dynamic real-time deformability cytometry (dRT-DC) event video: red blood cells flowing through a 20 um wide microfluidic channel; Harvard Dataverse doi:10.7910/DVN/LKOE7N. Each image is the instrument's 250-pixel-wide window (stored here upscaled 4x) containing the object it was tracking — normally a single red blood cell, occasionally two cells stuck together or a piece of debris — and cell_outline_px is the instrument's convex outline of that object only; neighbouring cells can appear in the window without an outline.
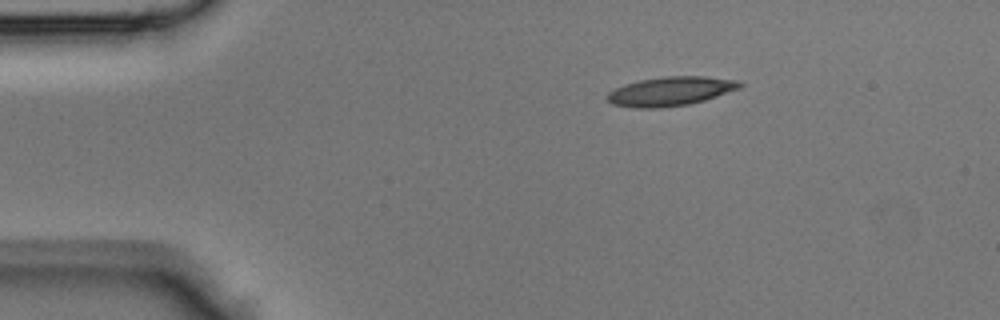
{"species": "Egyptian fruit bat (a non-hibernating species)", "species_latin": "Rousettus aegyptiacus", "temperature_condition": "room temperature", "stored_images_in_passage": 37, "camera_frame_rate_fps": 3000, "um_per_image_px": 0.085, "animal": {"sex": "male"}, "frame": {"image": 1, "passage_image": 1, "time_ms": 0.0, "image_size_px": [1000, 320], "cell_outline_px": [[744, 84], [740, 88], [704, 100], [688, 104], [660, 108], [632, 108], [612, 104], [608, 100], [608, 92], [624, 84], [640, 80], [664, 76], [704, 76], [740, 80]], "centroid_in_image_um": [57.01, 7.75], "position_along_channel_um": 28.0, "area_um2": 22.48}}
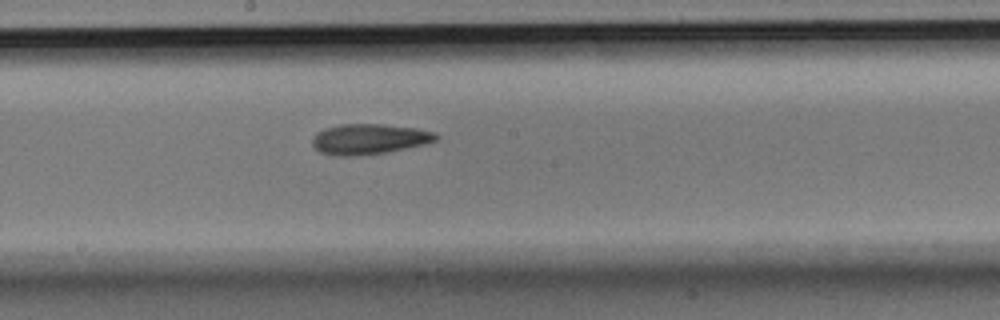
{"frame": {"image": 2, "passage_image": 17, "time_ms": 5.333, "image_size_px": [1000, 320], "cell_outline_px": [[440, 140], [428, 144], [388, 152], [352, 156], [336, 156], [320, 152], [312, 144], [312, 140], [316, 132], [324, 128], [340, 124], [384, 124], [416, 128], [436, 132], [440, 136]], "centroid_in_image_um": [31.44, 11.82], "position_along_channel_um": 216.8, "area_um2": 22.31}}
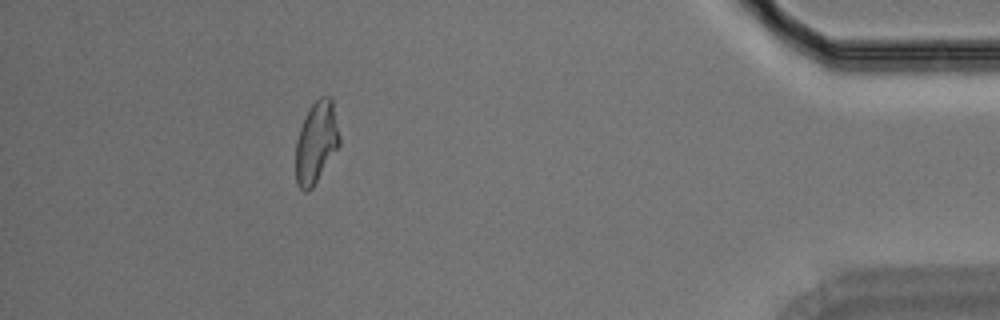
{"frame": {"image": 3, "passage_image": 33, "time_ms": 10.667, "image_size_px": [1000, 320], "cell_outline_px": [[340, 144], [312, 188], [308, 192], [304, 192], [296, 184], [296, 140], [300, 128], [312, 104], [320, 96], [332, 96], [340, 136]], "centroid_in_image_um": [26.89, 12.1], "position_along_channel_um": 408.3, "area_um2": 20.75}}